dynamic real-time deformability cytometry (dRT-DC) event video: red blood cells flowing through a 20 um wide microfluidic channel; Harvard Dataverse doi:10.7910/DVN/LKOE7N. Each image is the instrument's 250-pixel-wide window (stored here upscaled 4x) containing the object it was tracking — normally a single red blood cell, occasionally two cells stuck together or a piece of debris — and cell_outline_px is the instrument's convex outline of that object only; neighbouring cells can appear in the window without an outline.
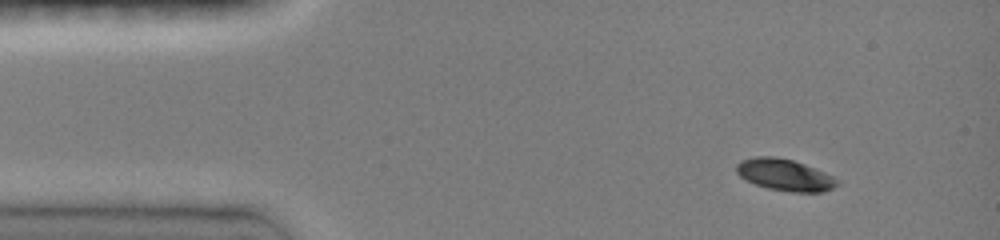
{"species": "common noctule bat (a hibernating species)", "species_latin": "Nyctalus noctula", "temperature_condition": "room temperature", "stored_images_in_passage": 42, "camera_frame_rate_fps": 3000, "um_per_image_px": 0.085, "animal": {"sex": "female", "body_mass_g": 19.0, "forearm_length_mm": 51.5}, "frame": {"image": 1, "passage_image": 1, "time_ms": 0.0, "image_size_px": [1000, 240], "cell_outline_px": [[840, 184], [832, 188], [820, 192], [792, 192], [768, 188], [756, 184], [740, 176], [736, 172], [736, 164], [740, 160], [756, 156], [776, 156], [792, 160], [804, 164], [824, 172], [840, 180]], "centroid_in_image_um": [66.71, 14.85], "position_along_channel_um": 18.3, "area_um2": 18.55}}
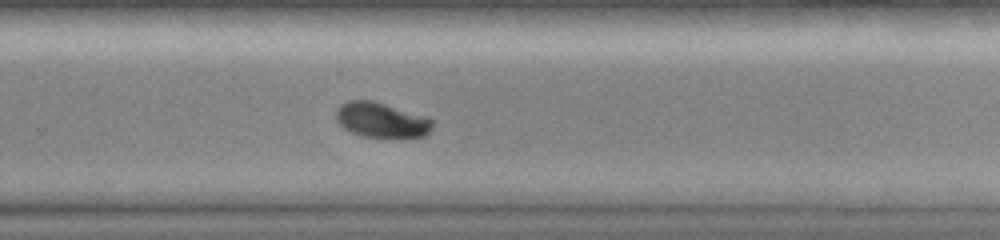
{"frame": {"image": 2, "passage_image": 27, "time_ms": 8.667, "image_size_px": [1000, 240], "cell_outline_px": [[432, 124], [428, 132], [424, 136], [404, 140], [400, 140], [364, 136], [352, 132], [344, 128], [336, 120], [336, 108], [340, 104], [348, 100], [372, 100], [428, 116], [432, 120]], "centroid_in_image_um": [32.45, 10.23], "position_along_channel_um": 297.4, "area_um2": 20.35}}
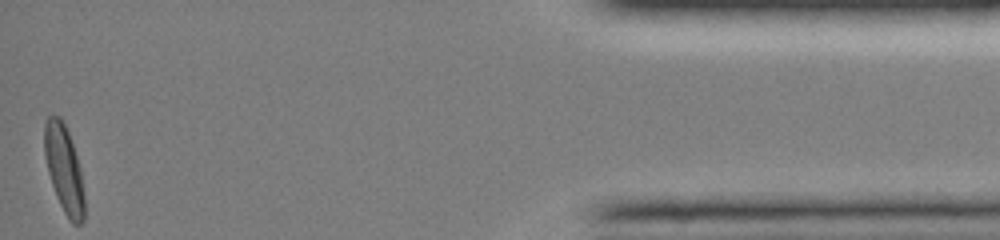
{"frame": {"image": 3, "passage_image": 42, "time_ms": 13.667, "image_size_px": [1000, 240], "cell_outline_px": [[84, 220], [80, 224], [72, 224], [68, 220], [56, 196], [48, 172], [44, 156], [44, 124], [48, 116], [60, 116], [68, 132], [80, 168], [84, 196]], "centroid_in_image_um": [5.43, 14.39], "position_along_channel_um": 429.8, "area_um2": 20.23}, "authors_computed_cell_mechanics": {"area_um2": 20.0566, "velocity_mm_per_s": 4.1062, "shape_relaxation_time_tau1_ms": 3.678, "shape_relaxation_time_tau2_ms": null, "deformation_change_tau1": 0.1663, "deformation_change_tau2": null}}